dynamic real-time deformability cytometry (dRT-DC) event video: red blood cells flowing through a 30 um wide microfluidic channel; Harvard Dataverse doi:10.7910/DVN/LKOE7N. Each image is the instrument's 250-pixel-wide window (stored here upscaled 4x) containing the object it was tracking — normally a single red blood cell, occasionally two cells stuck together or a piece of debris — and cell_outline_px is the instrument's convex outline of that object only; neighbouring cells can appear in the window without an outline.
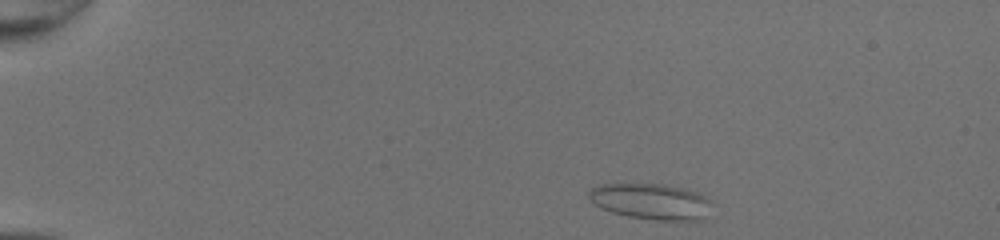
{"species": "common noctule bat (a hibernating species)", "species_latin": "Nyctalus noctula", "temperature_condition": "room temperature", "stored_images_in_passage": 42, "camera_frame_rate_fps": 3000, "um_per_image_px": 0.085, "animal": {"sex": "female", "body_mass_g": 20.0, "forearm_length_mm": 54.0}, "frame": {"image": 1, "passage_image": 2, "time_ms": 0.333, "image_size_px": [1000, 240], "cell_outline_px": [[712, 204], [704, 220], [656, 220], [628, 216], [612, 212], [596, 204], [588, 196], [588, 192], [592, 188], [600, 184], [664, 184], [684, 188], [696, 192], [712, 200]], "centroid_in_image_um": [55.39, 17.12], "position_along_channel_um": 29.6, "area_um2": 25.66}}
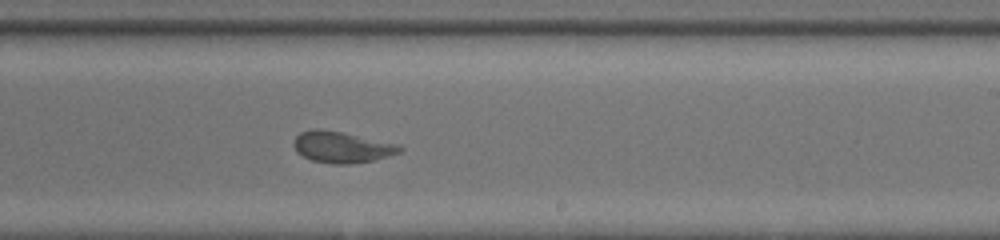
{"frame": {"image": 2, "passage_image": 25, "time_ms": 8.0, "image_size_px": [1000, 240], "cell_outline_px": [[404, 148], [400, 152], [376, 160], [352, 164], [332, 164], [312, 160], [296, 152], [292, 144], [292, 140], [300, 132], [312, 128], [320, 128], [340, 132], [396, 144]], "centroid_in_image_um": [28.99, 12.51], "position_along_channel_um": 260.0, "area_um2": 19.31}}
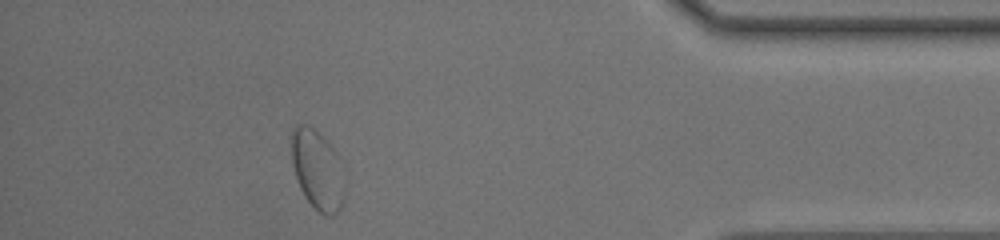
{"frame": {"image": 3, "passage_image": 38, "time_ms": 12.333, "image_size_px": [1000, 240], "cell_outline_px": [[344, 204], [332, 216], [324, 216], [304, 196], [300, 188], [292, 164], [292, 128], [296, 124], [304, 124], [312, 128], [324, 136], [332, 144], [336, 152], [344, 192]], "centroid_in_image_um": [26.96, 14.42], "position_along_channel_um": 408.2, "area_um2": 24.33}, "authors_computed_cell_mechanics": {"area_um2": 20.0855, "velocity_mm_per_s": 4.2363, "shape_relaxation_time_tau1_ms": null, "shape_relaxation_time_tau2_ms": 0.9005, "deformation_change_tau1": null, "deformation_change_tau2": 0.0647}}